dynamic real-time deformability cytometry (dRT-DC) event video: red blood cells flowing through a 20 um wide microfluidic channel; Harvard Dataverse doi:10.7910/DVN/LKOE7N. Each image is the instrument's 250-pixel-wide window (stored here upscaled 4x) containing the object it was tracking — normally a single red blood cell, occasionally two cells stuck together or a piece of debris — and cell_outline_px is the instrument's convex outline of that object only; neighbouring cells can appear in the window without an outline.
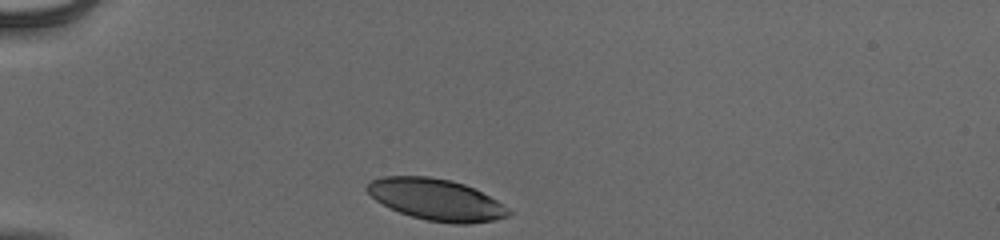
{"species": "human", "species_latin": "Homo sapiens", "temperature_condition": "cold", "stored_images_in_passage": 31, "camera_frame_rate_fps": 3000, "um_per_image_px": 0.085, "donor": {"sex": "male"}, "frame": {"image": 1, "passage_image": 1, "time_ms": 0.0, "image_size_px": [1000, 240], "cell_outline_px": [[512, 212], [508, 216], [496, 220], [468, 224], [452, 224], [428, 220], [412, 216], [400, 212], [376, 200], [364, 188], [372, 180], [380, 176], [428, 176], [452, 180], [464, 184], [496, 200], [508, 208]], "centroid_in_image_um": [37.08, 16.96], "position_along_channel_um": 47.9, "area_um2": 33.93}}
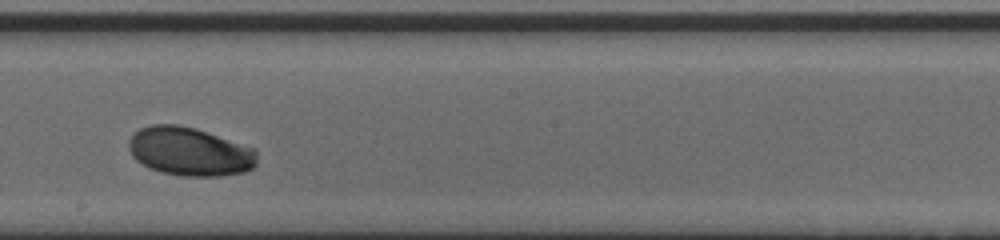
{"frame": {"image": 2, "passage_image": 18, "time_ms": 5.667, "image_size_px": [1000, 240], "cell_outline_px": [[256, 164], [252, 168], [244, 172], [224, 176], [180, 176], [160, 172], [136, 160], [132, 156], [128, 148], [128, 140], [140, 128], [152, 124], [176, 124], [196, 128], [256, 148]], "centroid_in_image_um": [16.14, 12.88], "position_along_channel_um": 232.1, "area_um2": 36.53}}
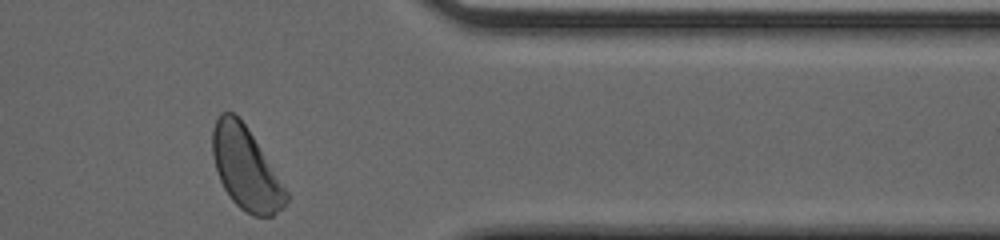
{"frame": {"image": 3, "passage_image": 31, "time_ms": 10.0, "image_size_px": [1000, 240], "cell_outline_px": [[288, 200], [284, 208], [272, 216], [252, 216], [240, 208], [232, 200], [224, 188], [220, 180], [212, 156], [212, 128], [220, 112], [232, 112], [244, 124], [252, 136], [288, 192]], "centroid_in_image_um": [20.88, 14.34], "position_along_channel_um": 390.5, "area_um2": 34.85}, "authors_computed_cell_mechanics": {"area_um2": 35.4314, "velocity_mm_per_s": 3.8692, "shape_relaxation_time_tau1_ms": 3.8782, "shape_relaxation_time_tau2_ms": null, "deformation_change_tau1": 0.1525, "deformation_change_tau2": null}}